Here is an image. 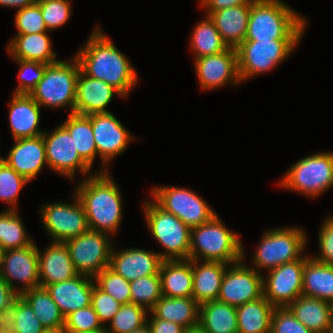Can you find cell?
I'll return each instance as SVG.
<instances>
[{"label": "cell", "mask_w": 333, "mask_h": 333, "mask_svg": "<svg viewBox=\"0 0 333 333\" xmlns=\"http://www.w3.org/2000/svg\"><path fill=\"white\" fill-rule=\"evenodd\" d=\"M86 45L74 55L80 70L87 76L105 81L127 98L139 77L128 58L96 26Z\"/></svg>", "instance_id": "cell-1"}, {"label": "cell", "mask_w": 333, "mask_h": 333, "mask_svg": "<svg viewBox=\"0 0 333 333\" xmlns=\"http://www.w3.org/2000/svg\"><path fill=\"white\" fill-rule=\"evenodd\" d=\"M82 203L89 230L115 234L122 222V194L109 172H96L74 191Z\"/></svg>", "instance_id": "cell-2"}, {"label": "cell", "mask_w": 333, "mask_h": 333, "mask_svg": "<svg viewBox=\"0 0 333 333\" xmlns=\"http://www.w3.org/2000/svg\"><path fill=\"white\" fill-rule=\"evenodd\" d=\"M306 26L305 17L284 1L254 0L244 41L301 40Z\"/></svg>", "instance_id": "cell-3"}, {"label": "cell", "mask_w": 333, "mask_h": 333, "mask_svg": "<svg viewBox=\"0 0 333 333\" xmlns=\"http://www.w3.org/2000/svg\"><path fill=\"white\" fill-rule=\"evenodd\" d=\"M216 214L210 221L191 228L189 260L234 264L245 259L239 235L229 230Z\"/></svg>", "instance_id": "cell-4"}, {"label": "cell", "mask_w": 333, "mask_h": 333, "mask_svg": "<svg viewBox=\"0 0 333 333\" xmlns=\"http://www.w3.org/2000/svg\"><path fill=\"white\" fill-rule=\"evenodd\" d=\"M143 207L148 230L166 250L158 252L160 257L163 260H188L191 228L153 199L147 200Z\"/></svg>", "instance_id": "cell-5"}, {"label": "cell", "mask_w": 333, "mask_h": 333, "mask_svg": "<svg viewBox=\"0 0 333 333\" xmlns=\"http://www.w3.org/2000/svg\"><path fill=\"white\" fill-rule=\"evenodd\" d=\"M69 61L60 60L45 68L43 78L29 94L40 106L55 109L66 106L74 113L80 65L75 57Z\"/></svg>", "instance_id": "cell-6"}, {"label": "cell", "mask_w": 333, "mask_h": 333, "mask_svg": "<svg viewBox=\"0 0 333 333\" xmlns=\"http://www.w3.org/2000/svg\"><path fill=\"white\" fill-rule=\"evenodd\" d=\"M306 237L299 227L272 228L266 231L252 258L254 269L261 273V269L269 271L300 259L307 245Z\"/></svg>", "instance_id": "cell-7"}, {"label": "cell", "mask_w": 333, "mask_h": 333, "mask_svg": "<svg viewBox=\"0 0 333 333\" xmlns=\"http://www.w3.org/2000/svg\"><path fill=\"white\" fill-rule=\"evenodd\" d=\"M279 185L308 197H318L333 186V152H320L294 163Z\"/></svg>", "instance_id": "cell-8"}, {"label": "cell", "mask_w": 333, "mask_h": 333, "mask_svg": "<svg viewBox=\"0 0 333 333\" xmlns=\"http://www.w3.org/2000/svg\"><path fill=\"white\" fill-rule=\"evenodd\" d=\"M301 40L243 41L237 48L241 83L270 72L294 51Z\"/></svg>", "instance_id": "cell-9"}, {"label": "cell", "mask_w": 333, "mask_h": 333, "mask_svg": "<svg viewBox=\"0 0 333 333\" xmlns=\"http://www.w3.org/2000/svg\"><path fill=\"white\" fill-rule=\"evenodd\" d=\"M151 194L162 209L174 214L190 228L205 224L216 215L206 200L191 189L157 186L152 188Z\"/></svg>", "instance_id": "cell-10"}, {"label": "cell", "mask_w": 333, "mask_h": 333, "mask_svg": "<svg viewBox=\"0 0 333 333\" xmlns=\"http://www.w3.org/2000/svg\"><path fill=\"white\" fill-rule=\"evenodd\" d=\"M109 234L88 230L65 241L70 258L79 274L95 277L109 267L114 245Z\"/></svg>", "instance_id": "cell-11"}, {"label": "cell", "mask_w": 333, "mask_h": 333, "mask_svg": "<svg viewBox=\"0 0 333 333\" xmlns=\"http://www.w3.org/2000/svg\"><path fill=\"white\" fill-rule=\"evenodd\" d=\"M73 195L74 203L54 202L40 209L41 221L53 242H65L89 230L84 207L77 194Z\"/></svg>", "instance_id": "cell-12"}, {"label": "cell", "mask_w": 333, "mask_h": 333, "mask_svg": "<svg viewBox=\"0 0 333 333\" xmlns=\"http://www.w3.org/2000/svg\"><path fill=\"white\" fill-rule=\"evenodd\" d=\"M310 256L284 263L263 276V296L275 307L285 308L302 295L305 261Z\"/></svg>", "instance_id": "cell-13"}, {"label": "cell", "mask_w": 333, "mask_h": 333, "mask_svg": "<svg viewBox=\"0 0 333 333\" xmlns=\"http://www.w3.org/2000/svg\"><path fill=\"white\" fill-rule=\"evenodd\" d=\"M243 260L227 267L217 298L219 302L239 307L263 296V274Z\"/></svg>", "instance_id": "cell-14"}, {"label": "cell", "mask_w": 333, "mask_h": 333, "mask_svg": "<svg viewBox=\"0 0 333 333\" xmlns=\"http://www.w3.org/2000/svg\"><path fill=\"white\" fill-rule=\"evenodd\" d=\"M42 135L48 168L69 177L68 179H73L78 170L88 177L91 167L80 157L72 136L62 124L56 126L52 132H44Z\"/></svg>", "instance_id": "cell-15"}, {"label": "cell", "mask_w": 333, "mask_h": 333, "mask_svg": "<svg viewBox=\"0 0 333 333\" xmlns=\"http://www.w3.org/2000/svg\"><path fill=\"white\" fill-rule=\"evenodd\" d=\"M0 275L18 295L40 287L38 247L36 244L3 251ZM15 281L20 282L23 286L16 288Z\"/></svg>", "instance_id": "cell-16"}, {"label": "cell", "mask_w": 333, "mask_h": 333, "mask_svg": "<svg viewBox=\"0 0 333 333\" xmlns=\"http://www.w3.org/2000/svg\"><path fill=\"white\" fill-rule=\"evenodd\" d=\"M87 116L91 120L97 153L103 163L99 172H108V163L125 152L134 137L111 112Z\"/></svg>", "instance_id": "cell-17"}, {"label": "cell", "mask_w": 333, "mask_h": 333, "mask_svg": "<svg viewBox=\"0 0 333 333\" xmlns=\"http://www.w3.org/2000/svg\"><path fill=\"white\" fill-rule=\"evenodd\" d=\"M194 65L200 88L203 90L221 88L228 83L235 86L241 83L238 54L234 47H228L215 55L194 59Z\"/></svg>", "instance_id": "cell-18"}, {"label": "cell", "mask_w": 333, "mask_h": 333, "mask_svg": "<svg viewBox=\"0 0 333 333\" xmlns=\"http://www.w3.org/2000/svg\"><path fill=\"white\" fill-rule=\"evenodd\" d=\"M116 251L113 247L109 268L129 282L159 273L163 259L158 252L138 248Z\"/></svg>", "instance_id": "cell-19"}, {"label": "cell", "mask_w": 333, "mask_h": 333, "mask_svg": "<svg viewBox=\"0 0 333 333\" xmlns=\"http://www.w3.org/2000/svg\"><path fill=\"white\" fill-rule=\"evenodd\" d=\"M114 94L124 97L112 85L105 81L89 77L80 70L76 83L74 113L80 115L108 113L109 110L106 107L110 104Z\"/></svg>", "instance_id": "cell-20"}, {"label": "cell", "mask_w": 333, "mask_h": 333, "mask_svg": "<svg viewBox=\"0 0 333 333\" xmlns=\"http://www.w3.org/2000/svg\"><path fill=\"white\" fill-rule=\"evenodd\" d=\"M14 142L7 158L2 160L30 182L45 164L48 166L43 135L14 139Z\"/></svg>", "instance_id": "cell-21"}, {"label": "cell", "mask_w": 333, "mask_h": 333, "mask_svg": "<svg viewBox=\"0 0 333 333\" xmlns=\"http://www.w3.org/2000/svg\"><path fill=\"white\" fill-rule=\"evenodd\" d=\"M94 278L79 274L73 279L44 287L66 317L68 314L91 305Z\"/></svg>", "instance_id": "cell-22"}, {"label": "cell", "mask_w": 333, "mask_h": 333, "mask_svg": "<svg viewBox=\"0 0 333 333\" xmlns=\"http://www.w3.org/2000/svg\"><path fill=\"white\" fill-rule=\"evenodd\" d=\"M40 287L67 281L79 275L70 258L65 242H51L40 252L38 248Z\"/></svg>", "instance_id": "cell-23"}, {"label": "cell", "mask_w": 333, "mask_h": 333, "mask_svg": "<svg viewBox=\"0 0 333 333\" xmlns=\"http://www.w3.org/2000/svg\"><path fill=\"white\" fill-rule=\"evenodd\" d=\"M41 106L29 94H14L9 104L10 131L14 139L36 137L39 129Z\"/></svg>", "instance_id": "cell-24"}, {"label": "cell", "mask_w": 333, "mask_h": 333, "mask_svg": "<svg viewBox=\"0 0 333 333\" xmlns=\"http://www.w3.org/2000/svg\"><path fill=\"white\" fill-rule=\"evenodd\" d=\"M229 265L219 261L193 260L192 297L199 305L217 300Z\"/></svg>", "instance_id": "cell-25"}, {"label": "cell", "mask_w": 333, "mask_h": 333, "mask_svg": "<svg viewBox=\"0 0 333 333\" xmlns=\"http://www.w3.org/2000/svg\"><path fill=\"white\" fill-rule=\"evenodd\" d=\"M313 333H331L333 306L327 301L301 295L287 307Z\"/></svg>", "instance_id": "cell-26"}, {"label": "cell", "mask_w": 333, "mask_h": 333, "mask_svg": "<svg viewBox=\"0 0 333 333\" xmlns=\"http://www.w3.org/2000/svg\"><path fill=\"white\" fill-rule=\"evenodd\" d=\"M50 32L15 35L9 42L7 51L13 59L38 61L47 65L56 63V52L52 50Z\"/></svg>", "instance_id": "cell-27"}, {"label": "cell", "mask_w": 333, "mask_h": 333, "mask_svg": "<svg viewBox=\"0 0 333 333\" xmlns=\"http://www.w3.org/2000/svg\"><path fill=\"white\" fill-rule=\"evenodd\" d=\"M250 6L251 4L238 5L209 15L228 47L237 48L245 40Z\"/></svg>", "instance_id": "cell-28"}, {"label": "cell", "mask_w": 333, "mask_h": 333, "mask_svg": "<svg viewBox=\"0 0 333 333\" xmlns=\"http://www.w3.org/2000/svg\"><path fill=\"white\" fill-rule=\"evenodd\" d=\"M159 274L162 296L192 297L193 260H163Z\"/></svg>", "instance_id": "cell-29"}, {"label": "cell", "mask_w": 333, "mask_h": 333, "mask_svg": "<svg viewBox=\"0 0 333 333\" xmlns=\"http://www.w3.org/2000/svg\"><path fill=\"white\" fill-rule=\"evenodd\" d=\"M151 312L159 319L183 326L187 331L198 329L199 304L193 297L162 296Z\"/></svg>", "instance_id": "cell-30"}, {"label": "cell", "mask_w": 333, "mask_h": 333, "mask_svg": "<svg viewBox=\"0 0 333 333\" xmlns=\"http://www.w3.org/2000/svg\"><path fill=\"white\" fill-rule=\"evenodd\" d=\"M198 329L203 333H238L236 307L218 300L199 305Z\"/></svg>", "instance_id": "cell-31"}, {"label": "cell", "mask_w": 333, "mask_h": 333, "mask_svg": "<svg viewBox=\"0 0 333 333\" xmlns=\"http://www.w3.org/2000/svg\"><path fill=\"white\" fill-rule=\"evenodd\" d=\"M302 295L333 303V266L309 257L303 270Z\"/></svg>", "instance_id": "cell-32"}, {"label": "cell", "mask_w": 333, "mask_h": 333, "mask_svg": "<svg viewBox=\"0 0 333 333\" xmlns=\"http://www.w3.org/2000/svg\"><path fill=\"white\" fill-rule=\"evenodd\" d=\"M274 309L264 296L236 307L238 333H270Z\"/></svg>", "instance_id": "cell-33"}, {"label": "cell", "mask_w": 333, "mask_h": 333, "mask_svg": "<svg viewBox=\"0 0 333 333\" xmlns=\"http://www.w3.org/2000/svg\"><path fill=\"white\" fill-rule=\"evenodd\" d=\"M62 125L72 136L80 157L92 168L98 153L90 118L87 115L70 113Z\"/></svg>", "instance_id": "cell-34"}, {"label": "cell", "mask_w": 333, "mask_h": 333, "mask_svg": "<svg viewBox=\"0 0 333 333\" xmlns=\"http://www.w3.org/2000/svg\"><path fill=\"white\" fill-rule=\"evenodd\" d=\"M46 329H64L65 317L45 288L37 287L21 295Z\"/></svg>", "instance_id": "cell-35"}, {"label": "cell", "mask_w": 333, "mask_h": 333, "mask_svg": "<svg viewBox=\"0 0 333 333\" xmlns=\"http://www.w3.org/2000/svg\"><path fill=\"white\" fill-rule=\"evenodd\" d=\"M206 17V18H205ZM192 31L190 48L194 52V58L215 55L225 51L228 46L222 40L214 21L206 15Z\"/></svg>", "instance_id": "cell-36"}, {"label": "cell", "mask_w": 333, "mask_h": 333, "mask_svg": "<svg viewBox=\"0 0 333 333\" xmlns=\"http://www.w3.org/2000/svg\"><path fill=\"white\" fill-rule=\"evenodd\" d=\"M16 210L0 212V247L3 251L34 244Z\"/></svg>", "instance_id": "cell-37"}, {"label": "cell", "mask_w": 333, "mask_h": 333, "mask_svg": "<svg viewBox=\"0 0 333 333\" xmlns=\"http://www.w3.org/2000/svg\"><path fill=\"white\" fill-rule=\"evenodd\" d=\"M131 303L146 308L149 312L162 297L160 274L139 277L130 282Z\"/></svg>", "instance_id": "cell-38"}, {"label": "cell", "mask_w": 333, "mask_h": 333, "mask_svg": "<svg viewBox=\"0 0 333 333\" xmlns=\"http://www.w3.org/2000/svg\"><path fill=\"white\" fill-rule=\"evenodd\" d=\"M149 311L134 303L124 304L106 327L109 333H129L147 324Z\"/></svg>", "instance_id": "cell-39"}, {"label": "cell", "mask_w": 333, "mask_h": 333, "mask_svg": "<svg viewBox=\"0 0 333 333\" xmlns=\"http://www.w3.org/2000/svg\"><path fill=\"white\" fill-rule=\"evenodd\" d=\"M95 284L120 304L131 303L130 282L115 273L109 267L104 268L94 277Z\"/></svg>", "instance_id": "cell-40"}, {"label": "cell", "mask_w": 333, "mask_h": 333, "mask_svg": "<svg viewBox=\"0 0 333 333\" xmlns=\"http://www.w3.org/2000/svg\"><path fill=\"white\" fill-rule=\"evenodd\" d=\"M29 181L8 166L3 160L0 161V200L9 204V209L16 210L18 195L21 189Z\"/></svg>", "instance_id": "cell-41"}, {"label": "cell", "mask_w": 333, "mask_h": 333, "mask_svg": "<svg viewBox=\"0 0 333 333\" xmlns=\"http://www.w3.org/2000/svg\"><path fill=\"white\" fill-rule=\"evenodd\" d=\"M48 31L60 28L68 22L71 15L69 0H37Z\"/></svg>", "instance_id": "cell-42"}, {"label": "cell", "mask_w": 333, "mask_h": 333, "mask_svg": "<svg viewBox=\"0 0 333 333\" xmlns=\"http://www.w3.org/2000/svg\"><path fill=\"white\" fill-rule=\"evenodd\" d=\"M15 26L18 30L16 35L50 32L46 28L40 6L37 2L17 10L15 14Z\"/></svg>", "instance_id": "cell-43"}, {"label": "cell", "mask_w": 333, "mask_h": 333, "mask_svg": "<svg viewBox=\"0 0 333 333\" xmlns=\"http://www.w3.org/2000/svg\"><path fill=\"white\" fill-rule=\"evenodd\" d=\"M104 327L105 326H103L97 313L91 305L80 308L65 317V332H89L102 329Z\"/></svg>", "instance_id": "cell-44"}, {"label": "cell", "mask_w": 333, "mask_h": 333, "mask_svg": "<svg viewBox=\"0 0 333 333\" xmlns=\"http://www.w3.org/2000/svg\"><path fill=\"white\" fill-rule=\"evenodd\" d=\"M14 60L20 66L18 75L19 85L14 90V94H30L43 78L45 68L48 65L38 61Z\"/></svg>", "instance_id": "cell-45"}, {"label": "cell", "mask_w": 333, "mask_h": 333, "mask_svg": "<svg viewBox=\"0 0 333 333\" xmlns=\"http://www.w3.org/2000/svg\"><path fill=\"white\" fill-rule=\"evenodd\" d=\"M45 330L30 304L19 295L15 327L11 333H43Z\"/></svg>", "instance_id": "cell-46"}, {"label": "cell", "mask_w": 333, "mask_h": 333, "mask_svg": "<svg viewBox=\"0 0 333 333\" xmlns=\"http://www.w3.org/2000/svg\"><path fill=\"white\" fill-rule=\"evenodd\" d=\"M91 306L97 313L103 326H106L105 323L112 320L122 304L115 300L111 295L101 290L94 282L91 294Z\"/></svg>", "instance_id": "cell-47"}, {"label": "cell", "mask_w": 333, "mask_h": 333, "mask_svg": "<svg viewBox=\"0 0 333 333\" xmlns=\"http://www.w3.org/2000/svg\"><path fill=\"white\" fill-rule=\"evenodd\" d=\"M270 333H313L305 325L299 322L290 310L275 308L271 319Z\"/></svg>", "instance_id": "cell-48"}, {"label": "cell", "mask_w": 333, "mask_h": 333, "mask_svg": "<svg viewBox=\"0 0 333 333\" xmlns=\"http://www.w3.org/2000/svg\"><path fill=\"white\" fill-rule=\"evenodd\" d=\"M318 236L320 254L311 256L314 260L333 266V216L321 224Z\"/></svg>", "instance_id": "cell-49"}, {"label": "cell", "mask_w": 333, "mask_h": 333, "mask_svg": "<svg viewBox=\"0 0 333 333\" xmlns=\"http://www.w3.org/2000/svg\"><path fill=\"white\" fill-rule=\"evenodd\" d=\"M151 319L147 321L151 329V333H186L187 330L174 322L169 320L157 318L151 311Z\"/></svg>", "instance_id": "cell-50"}, {"label": "cell", "mask_w": 333, "mask_h": 333, "mask_svg": "<svg viewBox=\"0 0 333 333\" xmlns=\"http://www.w3.org/2000/svg\"><path fill=\"white\" fill-rule=\"evenodd\" d=\"M254 0H200V7L205 9L206 15L238 5L251 4Z\"/></svg>", "instance_id": "cell-51"}, {"label": "cell", "mask_w": 333, "mask_h": 333, "mask_svg": "<svg viewBox=\"0 0 333 333\" xmlns=\"http://www.w3.org/2000/svg\"><path fill=\"white\" fill-rule=\"evenodd\" d=\"M17 315V298L0 311V330L12 332Z\"/></svg>", "instance_id": "cell-52"}, {"label": "cell", "mask_w": 333, "mask_h": 333, "mask_svg": "<svg viewBox=\"0 0 333 333\" xmlns=\"http://www.w3.org/2000/svg\"><path fill=\"white\" fill-rule=\"evenodd\" d=\"M18 296L0 275V311L12 303Z\"/></svg>", "instance_id": "cell-53"}, {"label": "cell", "mask_w": 333, "mask_h": 333, "mask_svg": "<svg viewBox=\"0 0 333 333\" xmlns=\"http://www.w3.org/2000/svg\"><path fill=\"white\" fill-rule=\"evenodd\" d=\"M36 1L37 0H0V6L13 7L20 10L34 4Z\"/></svg>", "instance_id": "cell-54"}, {"label": "cell", "mask_w": 333, "mask_h": 333, "mask_svg": "<svg viewBox=\"0 0 333 333\" xmlns=\"http://www.w3.org/2000/svg\"><path fill=\"white\" fill-rule=\"evenodd\" d=\"M129 333H151V329H150L149 325L146 324V325L142 326L141 328L133 330Z\"/></svg>", "instance_id": "cell-55"}, {"label": "cell", "mask_w": 333, "mask_h": 333, "mask_svg": "<svg viewBox=\"0 0 333 333\" xmlns=\"http://www.w3.org/2000/svg\"><path fill=\"white\" fill-rule=\"evenodd\" d=\"M66 333H75V332H66ZM78 333H109L106 329V326L102 329H98L95 331H89V332H78Z\"/></svg>", "instance_id": "cell-56"}, {"label": "cell", "mask_w": 333, "mask_h": 333, "mask_svg": "<svg viewBox=\"0 0 333 333\" xmlns=\"http://www.w3.org/2000/svg\"><path fill=\"white\" fill-rule=\"evenodd\" d=\"M43 333H66L64 329H46Z\"/></svg>", "instance_id": "cell-57"}, {"label": "cell", "mask_w": 333, "mask_h": 333, "mask_svg": "<svg viewBox=\"0 0 333 333\" xmlns=\"http://www.w3.org/2000/svg\"><path fill=\"white\" fill-rule=\"evenodd\" d=\"M186 333H203V332H201L199 329H195V330H189Z\"/></svg>", "instance_id": "cell-58"}, {"label": "cell", "mask_w": 333, "mask_h": 333, "mask_svg": "<svg viewBox=\"0 0 333 333\" xmlns=\"http://www.w3.org/2000/svg\"><path fill=\"white\" fill-rule=\"evenodd\" d=\"M2 253H3V250L0 247V267H1Z\"/></svg>", "instance_id": "cell-59"}, {"label": "cell", "mask_w": 333, "mask_h": 333, "mask_svg": "<svg viewBox=\"0 0 333 333\" xmlns=\"http://www.w3.org/2000/svg\"><path fill=\"white\" fill-rule=\"evenodd\" d=\"M0 333H10V332L4 331V330H0Z\"/></svg>", "instance_id": "cell-60"}]
</instances>
